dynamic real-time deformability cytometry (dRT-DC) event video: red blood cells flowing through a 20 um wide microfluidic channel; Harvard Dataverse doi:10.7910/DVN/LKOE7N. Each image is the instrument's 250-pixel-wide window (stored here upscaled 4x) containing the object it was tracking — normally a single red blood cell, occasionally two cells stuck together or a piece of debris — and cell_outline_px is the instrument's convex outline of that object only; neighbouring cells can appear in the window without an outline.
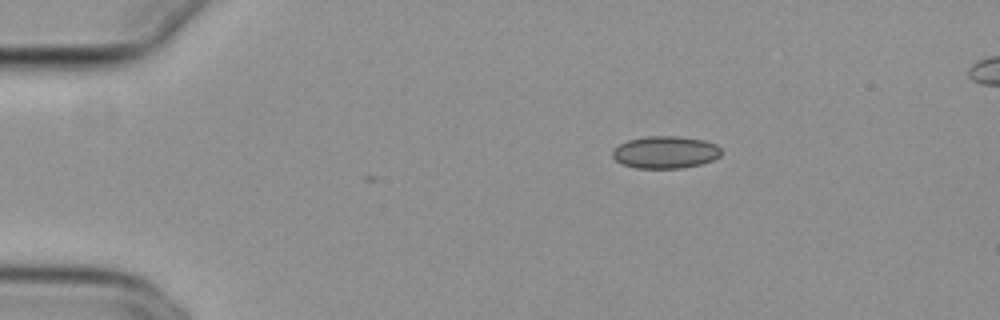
{"species": "common noctule bat (a hibernating species)", "species_latin": "Nyctalus noctula", "temperature_condition": "cold", "stored_images_in_passage": 2, "camera_frame_rate_fps": 3000, "um_per_image_px": 0.085, "animal": {"sex": "female", "body_mass_g": 29.2, "forearm_length_mm": 56.3}, "frame": {"image": 1, "passage_image": 2, "time_ms": 0.333, "image_size_px": [1000, 320], "cell_outline_px": [[720, 156], [712, 160], [700, 164], [680, 168], [636, 168], [620, 164], [612, 156], [612, 152], [620, 144], [628, 140], [648, 136], [676, 136], [704, 140], [716, 144], [720, 148]], "centroid_in_image_um": [56.54, 12.94], "position_along_channel_um": 28.5, "area_um2": 20.35}}